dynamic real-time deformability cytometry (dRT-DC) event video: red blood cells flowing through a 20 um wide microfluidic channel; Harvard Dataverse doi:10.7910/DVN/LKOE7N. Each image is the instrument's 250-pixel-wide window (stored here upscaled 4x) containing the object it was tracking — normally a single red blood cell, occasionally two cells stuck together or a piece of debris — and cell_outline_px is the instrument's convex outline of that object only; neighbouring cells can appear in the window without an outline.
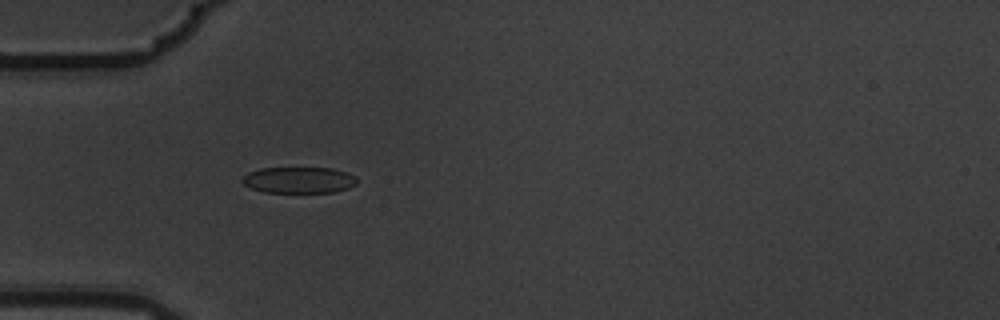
{"species": "common noctule bat (a hibernating species)", "species_latin": "Nyctalus noctula", "temperature_condition": "warm", "stored_images_in_passage": 4, "camera_frame_rate_fps": 3000, "um_per_image_px": 0.085, "animal": {"sex": "male", "body_mass_g": 19.5, "forearm_length_mm": 54.6}, "frame": {"image": 1, "passage_image": 3, "time_ms": 0.667, "image_size_px": [1000, 320], "cell_outline_px": [[356, 184], [348, 188], [332, 192], [264, 192], [252, 188], [244, 184], [240, 180], [248, 172], [260, 168], [332, 168], [348, 172], [356, 176]], "centroid_in_image_um": [25.41, 15.29], "position_along_channel_um": 59.6, "area_um2": 17.51}}
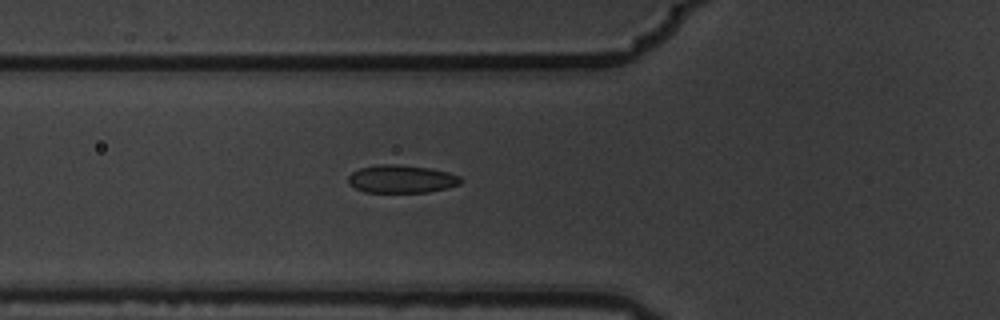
{"frame": {"image": 2, "passage_image": 4, "time_ms": 1.0, "image_size_px": [1000, 320], "cell_outline_px": [[464, 180], [460, 184], [448, 188], [428, 192], [364, 192], [348, 184], [348, 176], [352, 172], [360, 168], [376, 164], [396, 164], [428, 168], [448, 172], [460, 176]], "centroid_in_image_um": [34.13, 15.21], "position_along_channel_um": 91.7, "area_um2": 18.44}}